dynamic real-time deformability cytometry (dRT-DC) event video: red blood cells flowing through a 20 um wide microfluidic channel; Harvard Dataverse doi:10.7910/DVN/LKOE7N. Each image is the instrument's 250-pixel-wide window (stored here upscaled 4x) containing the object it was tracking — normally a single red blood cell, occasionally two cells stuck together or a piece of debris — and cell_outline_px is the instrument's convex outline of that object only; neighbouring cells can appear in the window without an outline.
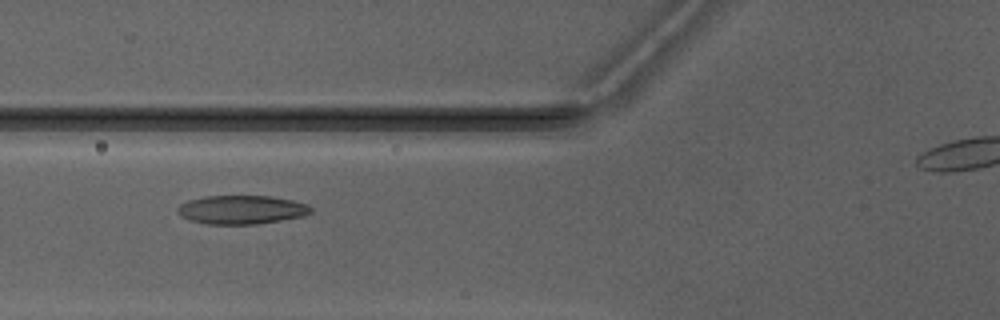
{"species": "Egyptian fruit bat (a non-hibernating species)", "species_latin": "Rousettus aegyptiacus", "temperature_condition": "warm", "stored_images_in_passage": 6, "camera_frame_rate_fps": 3000, "um_per_image_px": 0.085, "animal": {"sex": "male"}, "frame": {"image": 1, "passage_image": 6, "time_ms": 6.0, "image_size_px": [1000, 320], "cell_outline_px": [[312, 212], [304, 216], [256, 224], [204, 224], [188, 220], [180, 216], [176, 212], [176, 208], [180, 204], [188, 200], [204, 196], [272, 196], [292, 200], [308, 204], [312, 208]], "centroid_in_image_um": [20.49, 17.82], "position_along_channel_um": 105.3, "area_um2": 22.54}}